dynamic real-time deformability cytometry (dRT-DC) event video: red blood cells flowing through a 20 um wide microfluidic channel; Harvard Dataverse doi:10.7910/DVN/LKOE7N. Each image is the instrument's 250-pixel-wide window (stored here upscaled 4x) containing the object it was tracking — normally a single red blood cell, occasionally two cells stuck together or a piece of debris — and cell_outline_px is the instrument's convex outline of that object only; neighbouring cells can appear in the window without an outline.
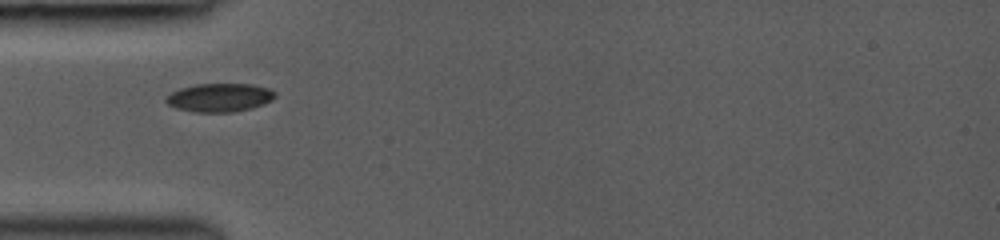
{"species": "common noctule bat (a hibernating species)", "species_latin": "Nyctalus noctula", "temperature_condition": "room temperature", "stored_images_in_passage": 31, "camera_frame_rate_fps": 3000, "um_per_image_px": 0.085, "animal": {"sex": "female", "body_mass_g": 19.0, "forearm_length_mm": 53.3}, "frame": {"image": 1, "passage_image": 1, "time_ms": 0.0, "image_size_px": [1000, 240], "cell_outline_px": [[276, 96], [272, 100], [264, 104], [252, 108], [232, 112], [196, 112], [176, 108], [168, 104], [164, 100], [172, 92], [180, 88], [196, 84], [252, 84], [268, 88], [276, 92]], "centroid_in_image_um": [18.69, 8.29], "position_along_channel_um": 66.3, "area_um2": 18.09}}
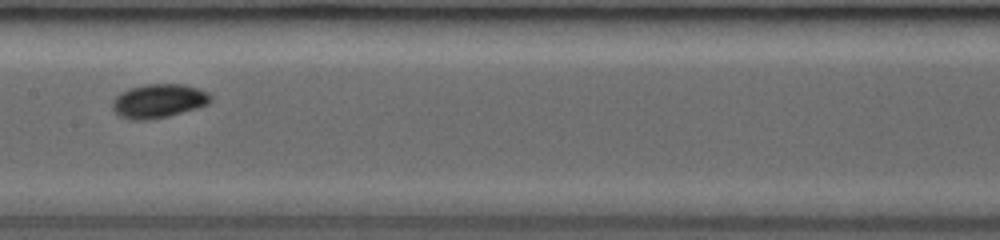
{"frame": {"image": 2, "passage_image": 10, "time_ms": 3.0, "image_size_px": [1000, 240], "cell_outline_px": [[212, 100], [208, 104], [196, 108], [168, 116], [148, 120], [128, 120], [120, 116], [112, 108], [112, 100], [120, 92], [128, 88], [144, 84], [184, 84], [208, 92], [212, 96]], "centroid_in_image_um": [13.46, 8.58], "position_along_channel_um": 193.9, "area_um2": 19.54}}
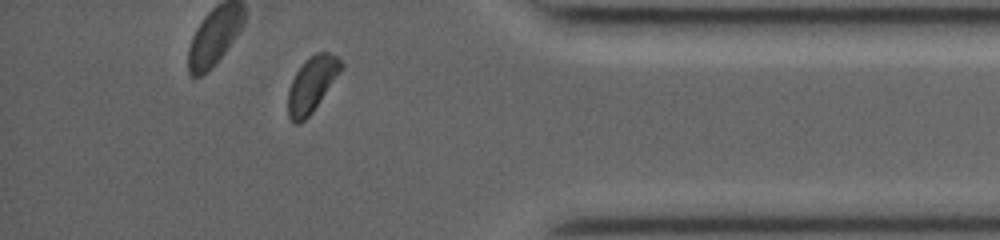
{"frame": {"image": 3, "passage_image": 26, "time_ms": 8.333, "image_size_px": [1000, 240], "cell_outline_px": [[344, 68], [312, 112], [300, 124], [296, 124], [288, 116], [288, 88], [296, 72], [304, 60], [316, 52], [328, 52], [336, 56], [344, 64]], "centroid_in_image_um": [26.52, 7.15], "position_along_channel_um": 408.7, "area_um2": 17.17}, "authors_computed_cell_mechanics": {"area_um2": 18.0914, "velocity_mm_per_s": 4.264, "shape_relaxation_time_tau1_ms": 2.6369, "shape_relaxation_time_tau2_ms": null, "deformation_change_tau1": 0.0861, "deformation_change_tau2": null}}